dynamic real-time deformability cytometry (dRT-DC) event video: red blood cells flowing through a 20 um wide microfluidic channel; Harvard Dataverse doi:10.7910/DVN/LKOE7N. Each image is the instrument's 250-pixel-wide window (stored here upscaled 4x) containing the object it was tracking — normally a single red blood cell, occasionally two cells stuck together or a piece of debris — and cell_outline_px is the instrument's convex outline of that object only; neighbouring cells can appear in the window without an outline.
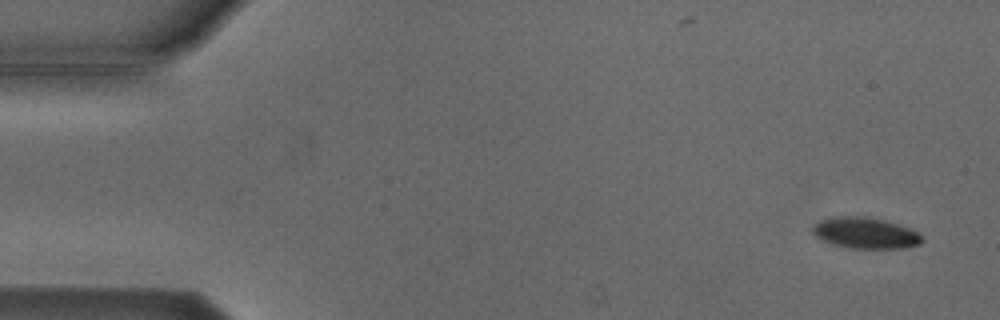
{"species": "Egyptian fruit bat (a non-hibernating species)", "species_latin": "Rousettus aegyptiacus", "temperature_condition": "cold", "stored_images_in_passage": 5, "camera_frame_rate_fps": 3000, "um_per_image_px": 0.085, "animal": {"sex": "male"}, "frame": {"image": 1, "passage_image": 1, "time_ms": 0.0, "image_size_px": [1000, 320], "cell_outline_px": [[924, 240], [920, 244], [904, 248], [848, 248], [832, 244], [816, 236], [812, 232], [812, 228], [820, 220], [836, 216], [864, 216], [896, 224], [908, 228], [916, 232]], "centroid_in_image_um": [73.53, 19.81], "position_along_channel_um": 11.5, "area_um2": 19.48}}